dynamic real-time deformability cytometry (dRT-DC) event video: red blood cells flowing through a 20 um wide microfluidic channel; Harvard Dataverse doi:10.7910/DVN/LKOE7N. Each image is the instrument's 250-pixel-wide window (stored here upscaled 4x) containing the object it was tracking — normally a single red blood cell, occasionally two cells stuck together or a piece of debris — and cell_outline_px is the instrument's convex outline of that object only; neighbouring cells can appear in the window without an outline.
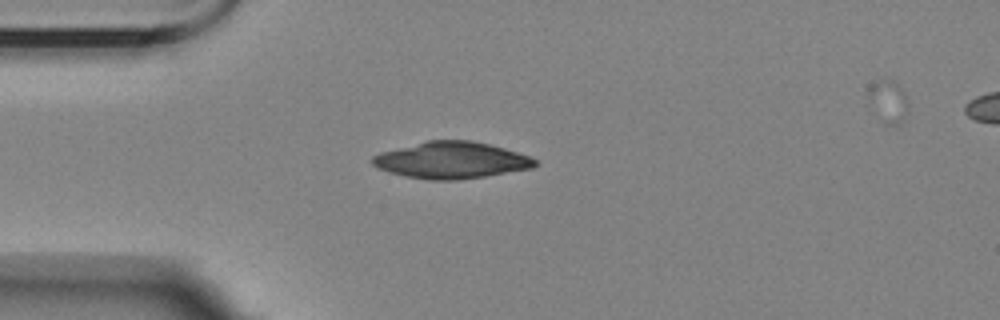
{"species": "Egyptian fruit bat (a non-hibernating species)", "species_latin": "Rousettus aegyptiacus", "temperature_condition": "room temperature", "stored_images_in_passage": 2, "camera_frame_rate_fps": 3000, "um_per_image_px": 0.085, "animal": {"sex": "female"}, "frame": {"image": 1, "passage_image": 1, "time_ms": 0.0, "image_size_px": [1000, 320], "cell_outline_px": [[540, 164], [532, 168], [484, 176], [456, 180], [428, 180], [388, 172], [372, 164], [372, 156], [380, 152], [428, 140], [472, 140], [504, 148], [528, 156], [536, 160]], "centroid_in_image_um": [38.36, 13.61], "position_along_channel_um": 46.6, "area_um2": 34.45}}